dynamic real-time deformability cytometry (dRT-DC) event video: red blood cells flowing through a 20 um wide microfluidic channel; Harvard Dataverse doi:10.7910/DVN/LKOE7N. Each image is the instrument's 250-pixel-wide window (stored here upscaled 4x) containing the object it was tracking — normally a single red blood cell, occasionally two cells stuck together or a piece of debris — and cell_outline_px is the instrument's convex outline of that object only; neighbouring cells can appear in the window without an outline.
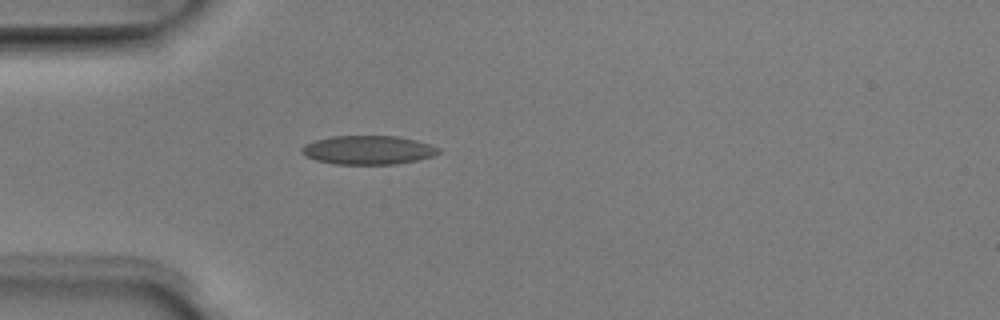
{"species": "Egyptian fruit bat (a non-hibernating species)", "species_latin": "Rousettus aegyptiacus", "temperature_condition": "room temperature", "stored_images_in_passage": 4, "camera_frame_rate_fps": 3000, "um_per_image_px": 0.085, "animal": {"sex": "male"}, "frame": {"image": 1, "passage_image": 4, "time_ms": 1.0, "image_size_px": [1000, 320], "cell_outline_px": [[444, 152], [432, 156], [416, 160], [396, 164], [336, 164], [316, 160], [308, 156], [300, 148], [316, 140], [332, 136], [396, 136], [416, 140], [440, 148]], "centroid_in_image_um": [31.36, 12.75], "position_along_channel_um": 53.6, "area_um2": 22.72}}